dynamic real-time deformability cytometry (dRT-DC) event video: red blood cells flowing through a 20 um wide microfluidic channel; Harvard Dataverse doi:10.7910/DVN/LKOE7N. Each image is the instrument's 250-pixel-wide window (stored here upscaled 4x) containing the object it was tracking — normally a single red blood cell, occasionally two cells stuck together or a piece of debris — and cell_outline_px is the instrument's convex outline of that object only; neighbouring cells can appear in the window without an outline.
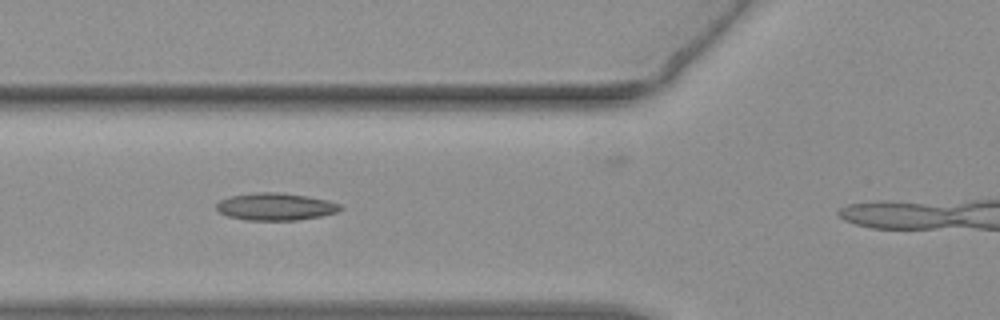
{"species": "common noctule bat (a hibernating species)", "species_latin": "Nyctalus noctula", "temperature_condition": "warm", "stored_images_in_passage": 31, "camera_frame_rate_fps": 3000, "um_per_image_px": 0.085, "animal": {"sex": "female", "body_mass_g": 19.3, "forearm_length_mm": 54.1}, "frame": {"image": 1, "passage_image": 7, "time_ms": 2.0, "image_size_px": [1000, 320], "cell_outline_px": [[344, 208], [336, 212], [320, 216], [296, 220], [244, 220], [228, 216], [220, 212], [216, 208], [216, 204], [220, 200], [232, 196], [256, 192], [280, 192], [308, 196], [328, 200], [340, 204]], "centroid_in_image_um": [23.43, 17.56], "position_along_channel_um": 102.4, "area_um2": 19.71}}
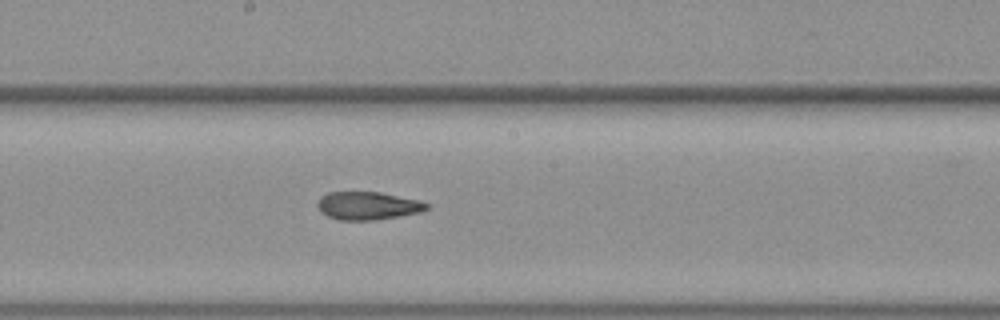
{"frame": {"image": 2, "passage_image": 16, "time_ms": 5.0, "image_size_px": [1000, 320], "cell_outline_px": [[428, 208], [420, 212], [376, 220], [340, 220], [328, 216], [320, 212], [316, 204], [320, 196], [328, 192], [380, 192], [420, 200], [428, 204]], "centroid_in_image_um": [31.23, 17.48], "position_along_channel_um": 217.0, "area_um2": 17.86}}
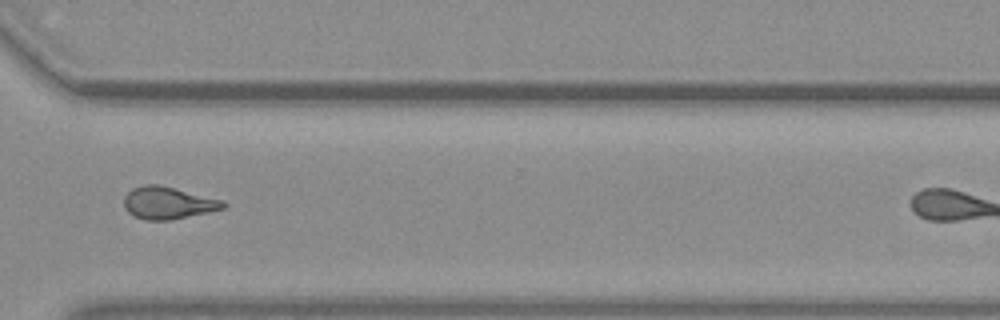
{"frame": {"image": 3, "passage_image": 27, "time_ms": 8.667, "image_size_px": [1000, 320], "cell_outline_px": [[228, 204], [224, 208], [208, 212], [172, 220], [144, 220], [132, 216], [124, 208], [124, 196], [132, 188], [144, 184], [156, 184], [224, 200]], "centroid_in_image_um": [14.26, 17.26], "position_along_channel_um": 356.3, "area_um2": 18.73}}